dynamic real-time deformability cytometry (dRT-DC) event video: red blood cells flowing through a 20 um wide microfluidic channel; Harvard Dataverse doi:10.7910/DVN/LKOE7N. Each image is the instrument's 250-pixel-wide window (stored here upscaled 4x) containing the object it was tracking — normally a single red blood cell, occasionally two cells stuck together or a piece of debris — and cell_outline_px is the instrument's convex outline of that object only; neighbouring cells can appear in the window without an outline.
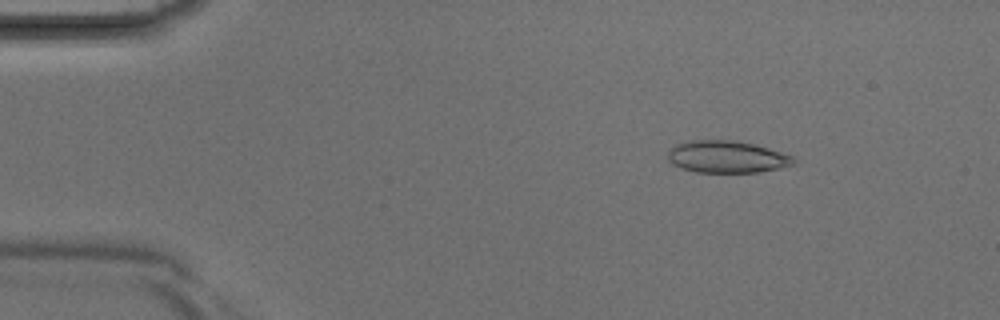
{"species": "Egyptian fruit bat (a non-hibernating species)", "species_latin": "Rousettus aegyptiacus", "temperature_condition": "room temperature", "stored_images_in_passage": 4, "camera_frame_rate_fps": 3000, "um_per_image_px": 0.085, "animal": {"sex": "male"}, "frame": {"image": 1, "passage_image": 2, "time_ms": 0.333, "image_size_px": [1000, 320], "cell_outline_px": [[796, 160], [792, 164], [760, 172], [696, 172], [680, 168], [672, 164], [668, 160], [668, 152], [676, 144], [688, 140], [732, 140], [756, 144], [792, 156]], "centroid_in_image_um": [61.73, 13.32], "position_along_channel_um": 23.3, "area_um2": 23.41}}